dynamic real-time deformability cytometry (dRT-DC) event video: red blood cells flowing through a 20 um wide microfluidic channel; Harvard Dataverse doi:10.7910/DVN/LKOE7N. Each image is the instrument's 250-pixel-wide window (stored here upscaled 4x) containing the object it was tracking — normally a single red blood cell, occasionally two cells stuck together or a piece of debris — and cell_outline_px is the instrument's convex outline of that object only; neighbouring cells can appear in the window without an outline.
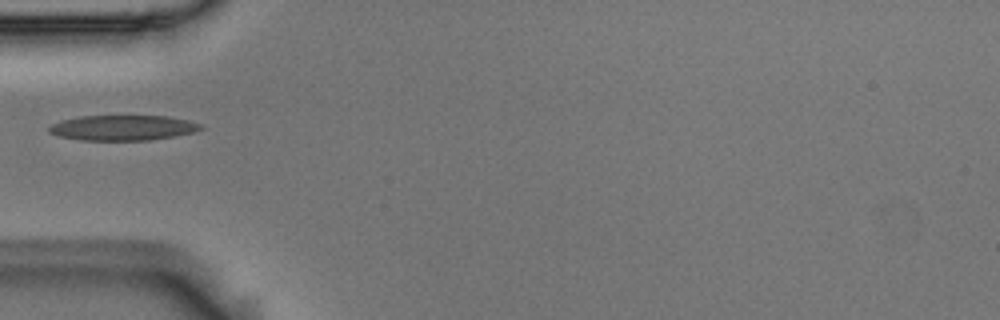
{"species": "Egyptian fruit bat (a non-hibernating species)", "species_latin": "Rousettus aegyptiacus", "temperature_condition": "room temperature", "stored_images_in_passage": 5, "camera_frame_rate_fps": 3000, "um_per_image_px": 0.085, "animal": {"sex": "male"}, "frame": {"image": 1, "passage_image": 4, "time_ms": 1.0, "image_size_px": [1000, 320], "cell_outline_px": [[204, 128], [192, 132], [172, 136], [148, 140], [80, 140], [60, 136], [48, 132], [48, 128], [52, 124], [64, 120], [80, 116], [168, 116], [188, 120], [204, 124]], "centroid_in_image_um": [10.46, 10.85], "position_along_channel_um": 74.5, "area_um2": 22.14}}
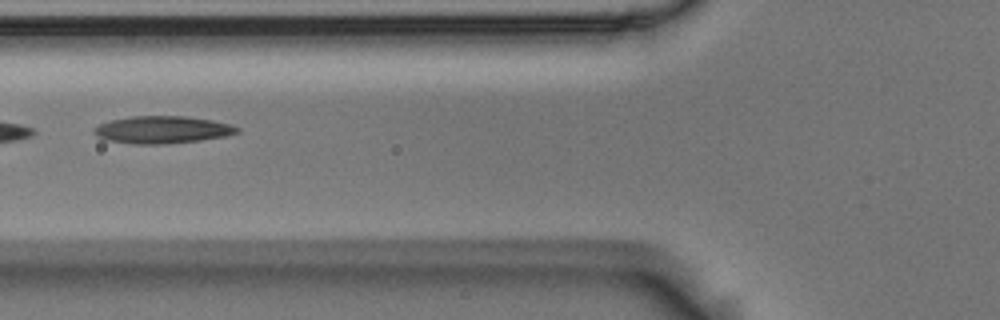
{"frame": {"image": 2, "passage_image": 5, "time_ms": 1.333, "image_size_px": [1000, 320], "cell_outline_px": [[240, 132], [224, 136], [200, 140], [164, 144], [132, 144], [104, 140], [96, 136], [92, 132], [100, 124], [112, 120], [132, 116], [184, 116], [212, 120], [232, 124], [240, 128]], "centroid_in_image_um": [13.8, 11.03], "position_along_channel_um": 112.0, "area_um2": 22.83}}